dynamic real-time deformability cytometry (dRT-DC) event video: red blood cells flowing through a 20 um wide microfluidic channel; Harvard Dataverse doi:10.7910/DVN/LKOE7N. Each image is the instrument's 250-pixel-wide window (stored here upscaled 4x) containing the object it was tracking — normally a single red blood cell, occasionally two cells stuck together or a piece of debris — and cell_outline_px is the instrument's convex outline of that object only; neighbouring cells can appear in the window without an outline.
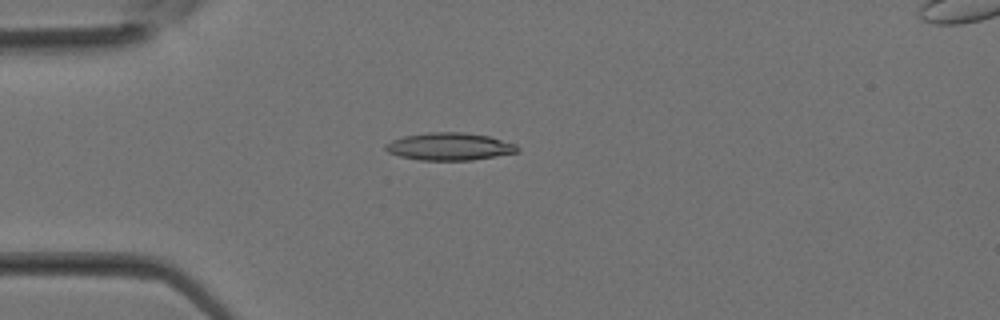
{"species": "Egyptian fruit bat (a non-hibernating species)", "species_latin": "Rousettus aegyptiacus", "temperature_condition": "room temperature", "stored_images_in_passage": 32, "camera_frame_rate_fps": 3000, "um_per_image_px": 0.085, "animal": {"sex": "female"}, "frame": {"image": 1, "passage_image": 9, "time_ms": 2.667, "image_size_px": [1000, 320], "cell_outline_px": [[520, 152], [472, 160], [420, 160], [400, 156], [388, 152], [384, 148], [384, 144], [392, 140], [404, 136], [428, 132], [464, 132], [488, 136], [516, 144], [520, 148]], "centroid_in_image_um": [38.22, 12.45], "position_along_channel_um": 46.8, "area_um2": 21.21}}
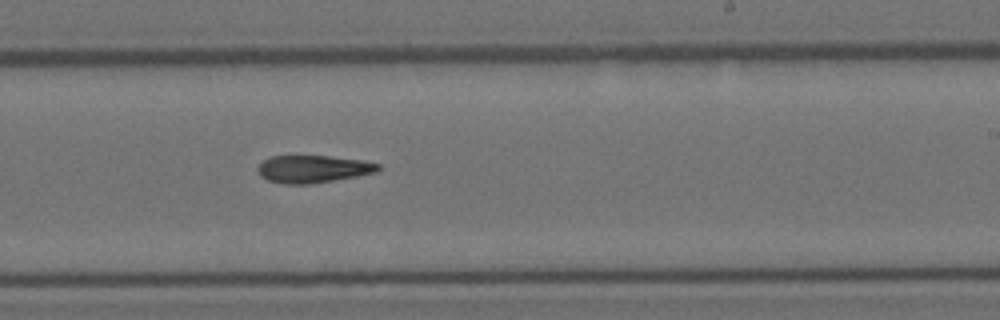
{"frame": {"image": 2, "passage_image": 20, "time_ms": 6.333, "image_size_px": [1000, 320], "cell_outline_px": [[380, 168], [376, 172], [356, 176], [312, 184], [284, 184], [268, 180], [260, 176], [256, 168], [264, 160], [272, 156], [328, 156], [360, 160], [380, 164]], "centroid_in_image_um": [26.58, 14.37], "position_along_channel_um": 262.4, "area_um2": 19.13}}
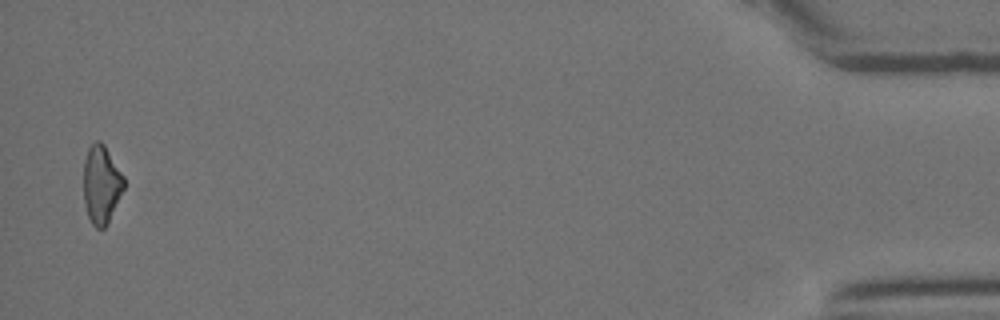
{"frame": {"image": 3, "passage_image": 32, "time_ms": 10.333, "image_size_px": [1000, 320], "cell_outline_px": [[124, 188], [104, 228], [96, 228], [92, 224], [88, 216], [84, 204], [84, 160], [88, 148], [96, 140], [100, 140], [104, 144], [124, 176]], "centroid_in_image_um": [8.6, 15.64], "position_along_channel_um": 426.6, "area_um2": 18.15}}